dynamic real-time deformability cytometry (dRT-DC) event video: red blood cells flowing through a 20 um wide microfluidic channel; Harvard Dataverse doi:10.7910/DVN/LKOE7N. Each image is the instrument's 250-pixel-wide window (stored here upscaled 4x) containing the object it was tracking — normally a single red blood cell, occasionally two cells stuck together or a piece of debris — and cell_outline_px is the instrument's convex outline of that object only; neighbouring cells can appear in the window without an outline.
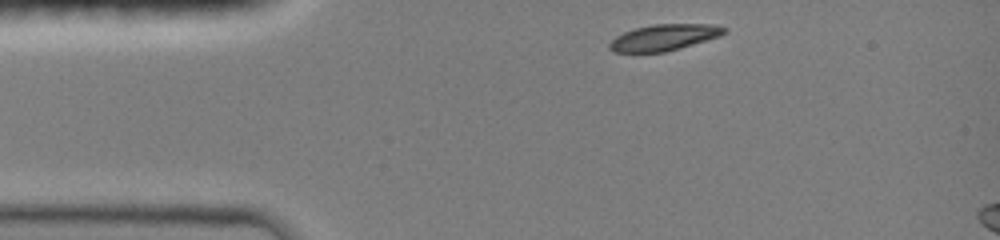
{"species": "common noctule bat (a hibernating species)", "species_latin": "Nyctalus noctula", "temperature_condition": "room temperature", "stored_images_in_passage": 35, "camera_frame_rate_fps": 3000, "um_per_image_px": 0.085, "animal": {"sex": "female", "body_mass_g": 19.0, "forearm_length_mm": 51.5}, "frame": {"image": 1, "passage_image": 1, "time_ms": 0.0, "image_size_px": [1000, 240], "cell_outline_px": [[728, 32], [720, 36], [680, 48], [664, 52], [612, 52], [608, 48], [608, 44], [616, 36], [624, 32], [636, 28], [652, 24], [716, 24], [728, 28]], "centroid_in_image_um": [56.47, 3.17], "position_along_channel_um": 28.5, "area_um2": 17.63}}
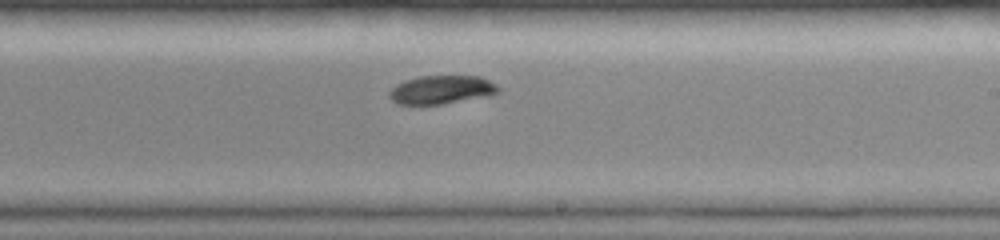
{"frame": {"image": 2, "passage_image": 21, "time_ms": 6.667, "image_size_px": [1000, 240], "cell_outline_px": [[500, 92], [488, 96], [444, 104], [396, 104], [388, 96], [388, 92], [396, 84], [404, 80], [420, 76], [480, 76], [496, 84], [500, 88]], "centroid_in_image_um": [37.53, 7.63], "position_along_channel_um": 251.5, "area_um2": 18.26}}
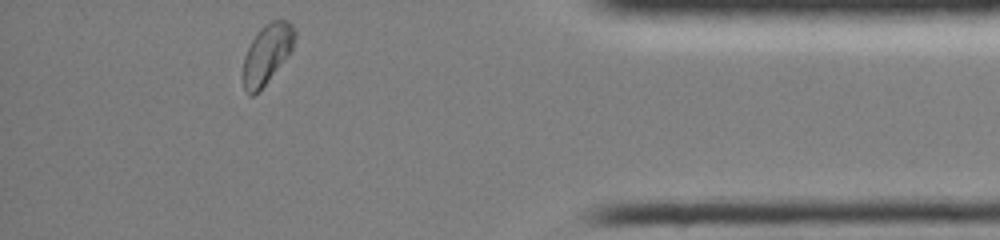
{"frame": {"image": 3, "passage_image": 35, "time_ms": 11.333, "image_size_px": [1000, 240], "cell_outline_px": [[296, 36], [292, 48], [288, 56], [264, 84], [252, 96], [248, 96], [244, 88], [240, 76], [244, 56], [252, 40], [260, 28], [264, 24], [272, 20], [288, 20], [296, 28]], "centroid_in_image_um": [22.67, 4.57], "position_along_channel_um": 412.5, "area_um2": 18.09}, "authors_computed_cell_mechanics": {"area_um2": 18.3226, "velocity_mm_per_s": 3.9953, "shape_relaxation_time_tau1_ms": 2.22, "shape_relaxation_time_tau2_ms": null, "deformation_change_tau1": 0.1041, "deformation_change_tau2": null}}